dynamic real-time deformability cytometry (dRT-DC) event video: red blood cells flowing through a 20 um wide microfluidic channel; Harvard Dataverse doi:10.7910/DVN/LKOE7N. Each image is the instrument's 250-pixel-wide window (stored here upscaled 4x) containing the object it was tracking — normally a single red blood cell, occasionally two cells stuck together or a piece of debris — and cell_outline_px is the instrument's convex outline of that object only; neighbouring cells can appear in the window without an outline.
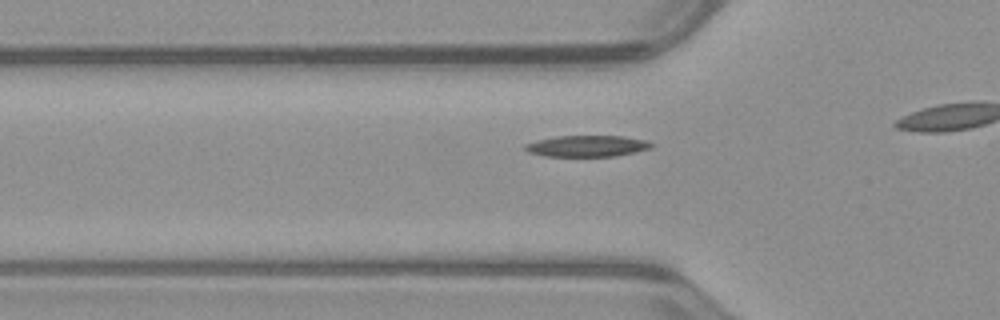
{"species": "common noctule bat (a hibernating species)", "species_latin": "Nyctalus noctula", "temperature_condition": "warm", "stored_images_in_passage": 12, "camera_frame_rate_fps": 3000, "um_per_image_px": 0.085, "animal": {"sex": "male", "body_mass_g": 23.1, "forearm_length_mm": 52.7}, "frame": {"image": 1, "passage_image": 7, "time_ms": 2.0, "image_size_px": [1000, 320], "cell_outline_px": [[656, 144], [652, 148], [616, 156], [544, 156], [528, 152], [524, 148], [524, 144], [536, 140], [556, 136], [624, 136], [648, 140]], "centroid_in_image_um": [49.93, 12.41], "position_along_channel_um": 75.9, "area_um2": 15.84}}
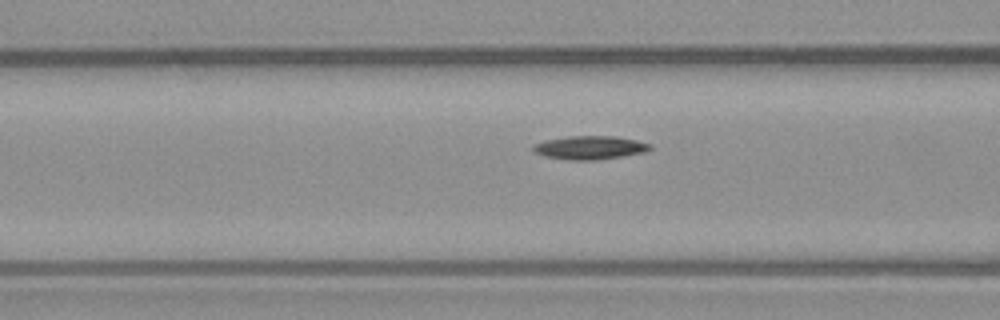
{"frame": {"image": 2, "passage_image": 10, "time_ms": 3.0, "image_size_px": [1000, 320], "cell_outline_px": [[652, 148], [648, 152], [596, 160], [568, 160], [544, 156], [536, 152], [532, 148], [532, 144], [544, 140], [568, 136], [616, 136], [636, 140], [652, 144]], "centroid_in_image_um": [50.16, 12.54], "position_along_channel_um": 116.4, "area_um2": 16.18}}